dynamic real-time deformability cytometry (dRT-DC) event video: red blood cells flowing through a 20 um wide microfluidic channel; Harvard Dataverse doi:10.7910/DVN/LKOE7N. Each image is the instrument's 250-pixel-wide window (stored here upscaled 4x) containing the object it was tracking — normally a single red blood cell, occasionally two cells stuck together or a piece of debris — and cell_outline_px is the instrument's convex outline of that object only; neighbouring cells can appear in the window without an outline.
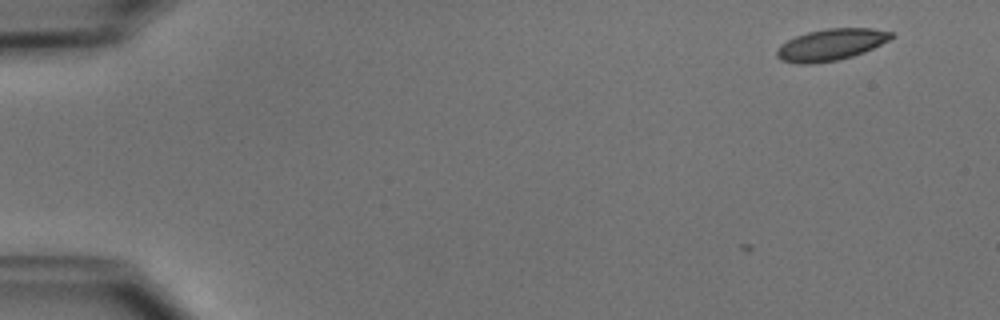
{"species": "common noctule bat (a hibernating species)", "species_latin": "Nyctalus noctula", "temperature_condition": "cold", "stored_images_in_passage": 5, "camera_frame_rate_fps": 3000, "um_per_image_px": 0.085, "animal": {"sex": "male", "body_mass_g": 15.6}, "frame": {"image": 1, "passage_image": 5, "time_ms": 1.333, "image_size_px": [1000, 320], "cell_outline_px": [[896, 36], [864, 52], [852, 56], [836, 60], [812, 64], [800, 64], [780, 60], [776, 56], [776, 48], [780, 44], [796, 36], [808, 32], [828, 28], [872, 28], [892, 32]], "centroid_in_image_um": [70.6, 3.8], "position_along_channel_um": 14.4, "area_um2": 21.04}}